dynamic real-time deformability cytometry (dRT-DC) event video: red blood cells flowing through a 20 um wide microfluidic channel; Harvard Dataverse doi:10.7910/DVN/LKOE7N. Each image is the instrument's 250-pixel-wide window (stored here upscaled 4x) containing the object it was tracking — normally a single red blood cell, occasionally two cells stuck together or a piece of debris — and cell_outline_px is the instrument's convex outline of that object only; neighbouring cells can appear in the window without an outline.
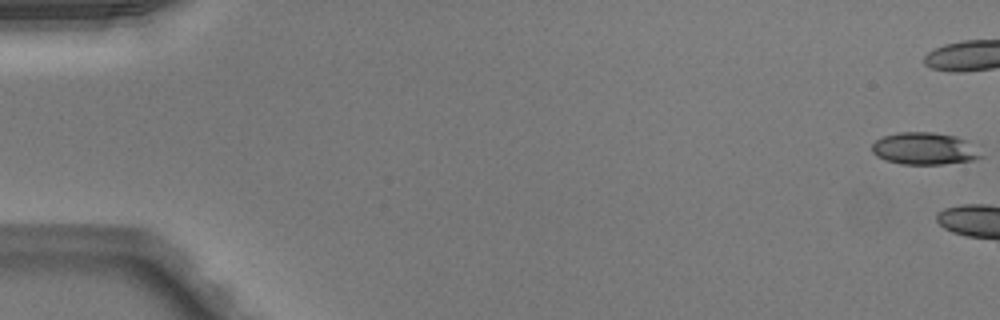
{"species": "Egyptian fruit bat (a non-hibernating species)", "species_latin": "Rousettus aegyptiacus", "temperature_condition": "warm", "stored_images_in_passage": 8, "camera_frame_rate_fps": 3000, "um_per_image_px": 0.085, "animal": {"sex": "male"}, "frame": {"image": 1, "passage_image": 1, "time_ms": 0.0, "image_size_px": [1000, 320], "cell_outline_px": [[984, 156], [972, 160], [940, 164], [900, 164], [884, 160], [876, 156], [872, 152], [872, 144], [876, 140], [884, 136], [896, 132], [932, 132], [956, 136], [980, 144]], "centroid_in_image_um": [78.66, 12.62], "position_along_channel_um": 6.3, "area_um2": 20.98}}